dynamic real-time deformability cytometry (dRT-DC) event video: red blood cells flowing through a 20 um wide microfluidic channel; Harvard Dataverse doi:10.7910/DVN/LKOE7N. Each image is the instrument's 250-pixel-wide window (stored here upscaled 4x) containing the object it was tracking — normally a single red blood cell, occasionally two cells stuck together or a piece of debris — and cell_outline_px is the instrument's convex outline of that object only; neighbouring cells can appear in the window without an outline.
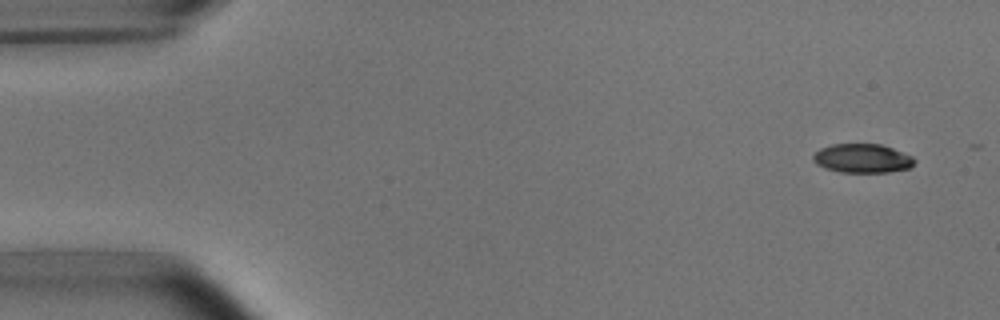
{"species": "common noctule bat (a hibernating species)", "species_latin": "Nyctalus noctula", "temperature_condition": "room temperature", "stored_images_in_passage": 7, "camera_frame_rate_fps": 3000, "um_per_image_px": 0.085, "animal": {"sex": "male", "body_mass_g": 15.6}, "frame": {"image": 1, "passage_image": 1, "time_ms": 0.0, "image_size_px": [1000, 320], "cell_outline_px": [[916, 160], [908, 168], [888, 172], [840, 172], [816, 164], [812, 160], [812, 156], [820, 148], [832, 144], [880, 144], [892, 148], [912, 156]], "centroid_in_image_um": [73.28, 13.45], "position_along_channel_um": 11.7, "area_um2": 16.94}}
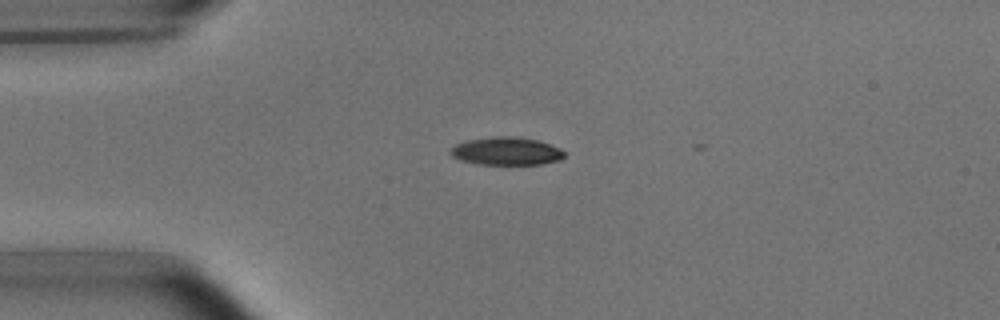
{"frame": {"image": 2, "passage_image": 4, "time_ms": 3.333, "image_size_px": [1000, 320], "cell_outline_px": [[564, 156], [560, 160], [540, 164], [480, 164], [460, 160], [452, 156], [452, 148], [456, 144], [468, 140], [492, 136], [512, 136], [536, 140], [560, 148], [564, 152]], "centroid_in_image_um": [43.05, 12.84], "position_along_channel_um": 42.0, "area_um2": 18.26}}
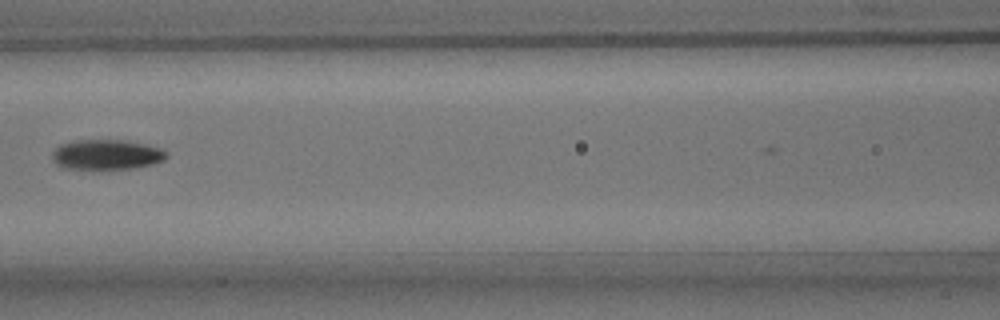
{"frame": {"image": 3, "passage_image": 7, "time_ms": 7.0, "image_size_px": [1000, 320], "cell_outline_px": [[168, 156], [164, 160], [152, 164], [136, 168], [60, 168], [56, 164], [52, 156], [52, 152], [60, 144], [72, 140], [128, 140], [160, 148], [168, 152]], "centroid_in_image_um": [9.06, 13.12], "position_along_channel_um": 157.5, "area_um2": 20.0}}